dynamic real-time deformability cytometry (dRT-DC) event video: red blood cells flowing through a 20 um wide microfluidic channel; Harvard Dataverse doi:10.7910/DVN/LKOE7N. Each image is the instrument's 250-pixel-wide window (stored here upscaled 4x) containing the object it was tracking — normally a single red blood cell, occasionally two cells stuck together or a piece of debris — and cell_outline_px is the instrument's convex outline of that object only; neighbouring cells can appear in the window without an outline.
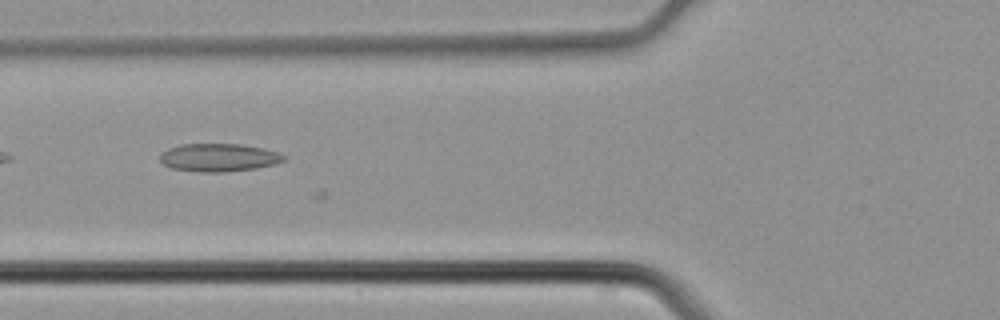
{"species": "common noctule bat (a hibernating species)", "species_latin": "Nyctalus noctula", "temperature_condition": "cold", "stored_images_in_passage": 5, "camera_frame_rate_fps": 3000, "um_per_image_px": 0.085, "animal": {"sex": "male", "body_mass_g": 21.5, "forearm_length_mm": 52.0}, "frame": {"image": 1, "passage_image": 4, "time_ms": 1.0, "image_size_px": [1000, 320], "cell_outline_px": [[284, 160], [276, 164], [256, 168], [224, 172], [200, 172], [172, 168], [164, 164], [160, 160], [160, 152], [168, 148], [180, 144], [240, 144], [264, 148], [280, 152], [284, 156]], "centroid_in_image_um": [18.59, 13.38], "position_along_channel_um": 107.2, "area_um2": 20.29}}